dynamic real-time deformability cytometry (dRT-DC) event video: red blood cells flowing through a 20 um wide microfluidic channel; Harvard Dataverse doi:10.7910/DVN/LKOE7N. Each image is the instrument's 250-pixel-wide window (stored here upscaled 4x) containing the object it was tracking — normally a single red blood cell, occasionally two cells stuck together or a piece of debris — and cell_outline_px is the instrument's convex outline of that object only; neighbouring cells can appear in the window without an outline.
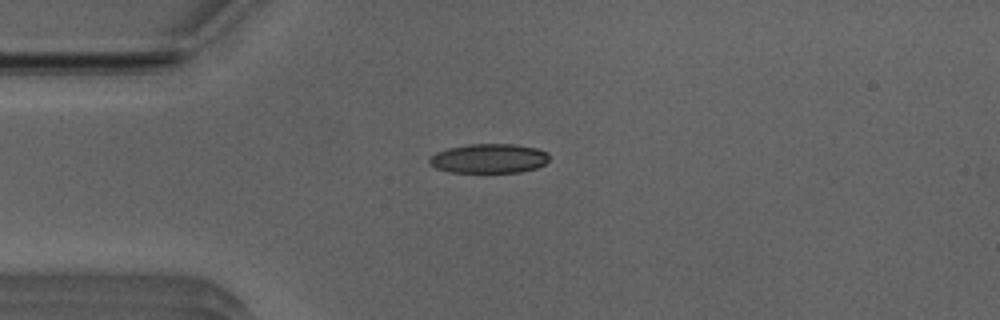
{"species": "Egyptian fruit bat (a non-hibernating species)", "species_latin": "Rousettus aegyptiacus", "temperature_condition": "room temperature", "stored_images_in_passage": 40, "camera_frame_rate_fps": 3000, "um_per_image_px": 0.085, "animal": {"sex": "male"}, "frame": {"image": 1, "passage_image": 1, "time_ms": 0.0, "image_size_px": [1000, 320], "cell_outline_px": [[548, 160], [544, 164], [536, 168], [520, 172], [448, 172], [436, 168], [428, 164], [428, 160], [436, 152], [448, 148], [468, 144], [512, 144], [536, 148], [548, 152]], "centroid_in_image_um": [41.54, 13.47], "position_along_channel_um": 43.5, "area_um2": 20.52}}
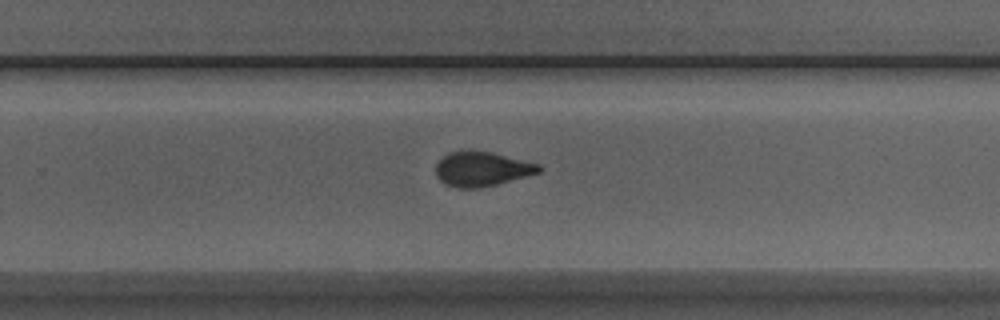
{"frame": {"image": 2, "passage_image": 21, "time_ms": 6.667, "image_size_px": [1000, 320], "cell_outline_px": [[540, 172], [496, 184], [480, 188], [456, 188], [444, 184], [436, 176], [436, 164], [448, 152], [492, 152], [540, 164]], "centroid_in_image_um": [40.94, 14.38], "position_along_channel_um": 288.9, "area_um2": 20.4}}
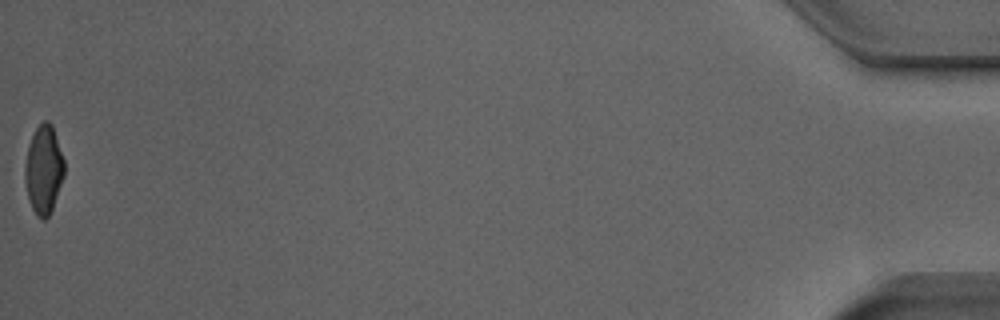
{"frame": {"image": 3, "passage_image": 40, "time_ms": 13.0, "image_size_px": [1000, 320], "cell_outline_px": [[64, 176], [52, 212], [44, 220], [40, 220], [36, 216], [32, 208], [28, 196], [24, 180], [24, 168], [28, 144], [36, 128], [44, 120], [48, 120], [52, 124], [64, 160]], "centroid_in_image_um": [3.71, 14.45], "position_along_channel_um": 431.5, "area_um2": 20.52}, "authors_computed_cell_mechanics": {"area_um2": 21.2704, "velocity_mm_per_s": 3.9483, "shape_relaxation_time_tau1_ms": 3.6465, "shape_relaxation_time_tau2_ms": 1.3884, "deformation_change_tau1": 0.1481, "deformation_change_tau2": 0.0757}}